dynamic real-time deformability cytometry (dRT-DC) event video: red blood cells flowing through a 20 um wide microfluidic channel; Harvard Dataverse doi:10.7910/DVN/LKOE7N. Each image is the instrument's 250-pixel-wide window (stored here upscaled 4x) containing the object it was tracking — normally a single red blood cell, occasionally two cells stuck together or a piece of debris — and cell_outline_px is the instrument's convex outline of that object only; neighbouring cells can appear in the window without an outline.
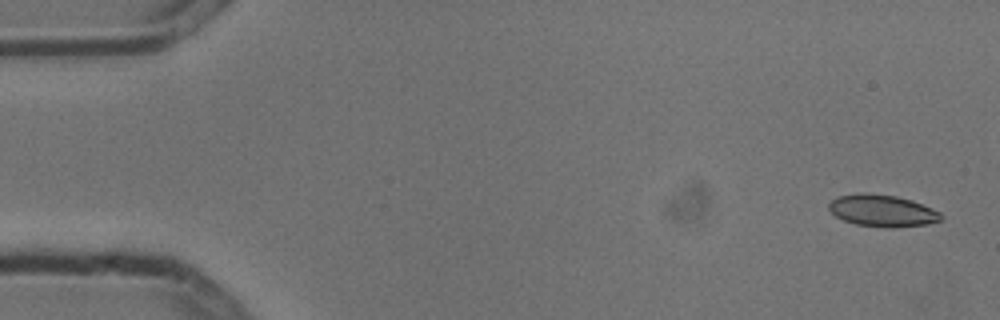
{"species": "common noctule bat (a hibernating species)", "species_latin": "Nyctalus noctula", "temperature_condition": "cold", "stored_images_in_passage": 6, "camera_frame_rate_fps": 3000, "um_per_image_px": 0.085, "animal": {"sex": "male", "body_mass_g": 13.3}, "frame": {"image": 1, "passage_image": 1, "time_ms": 0.0, "image_size_px": [1000, 320], "cell_outline_px": [[944, 216], [940, 220], [928, 224], [892, 228], [884, 228], [856, 224], [844, 220], [836, 216], [828, 208], [828, 204], [836, 196], [896, 196], [912, 200], [932, 208], [940, 212]], "centroid_in_image_um": [75.06, 17.97], "position_along_channel_um": 9.9, "area_um2": 20.11}}